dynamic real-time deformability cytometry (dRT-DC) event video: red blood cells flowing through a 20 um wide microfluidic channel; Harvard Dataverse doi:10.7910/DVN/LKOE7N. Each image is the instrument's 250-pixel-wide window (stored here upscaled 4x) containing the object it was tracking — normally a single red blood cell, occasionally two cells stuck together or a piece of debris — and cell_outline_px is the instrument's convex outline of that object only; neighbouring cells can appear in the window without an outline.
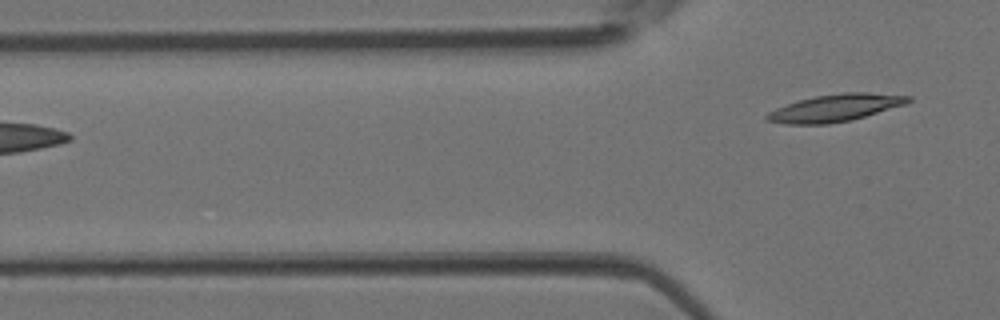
{"species": "Egyptian fruit bat (a non-hibernating species)", "species_latin": "Rousettus aegyptiacus", "temperature_condition": "room temperature", "stored_images_in_passage": 4, "camera_frame_rate_fps": 3000, "um_per_image_px": 0.085, "animal": {"sex": "female"}, "frame": {"image": 1, "passage_image": 4, "time_ms": 1.0, "image_size_px": [1000, 320], "cell_outline_px": [[912, 100], [908, 104], [852, 120], [828, 124], [784, 124], [764, 120], [764, 116], [768, 112], [776, 108], [800, 100], [816, 96], [844, 92], [868, 92], [912, 96]], "centroid_in_image_um": [71.03, 9.17], "position_along_channel_um": 54.8, "area_um2": 22.6}}